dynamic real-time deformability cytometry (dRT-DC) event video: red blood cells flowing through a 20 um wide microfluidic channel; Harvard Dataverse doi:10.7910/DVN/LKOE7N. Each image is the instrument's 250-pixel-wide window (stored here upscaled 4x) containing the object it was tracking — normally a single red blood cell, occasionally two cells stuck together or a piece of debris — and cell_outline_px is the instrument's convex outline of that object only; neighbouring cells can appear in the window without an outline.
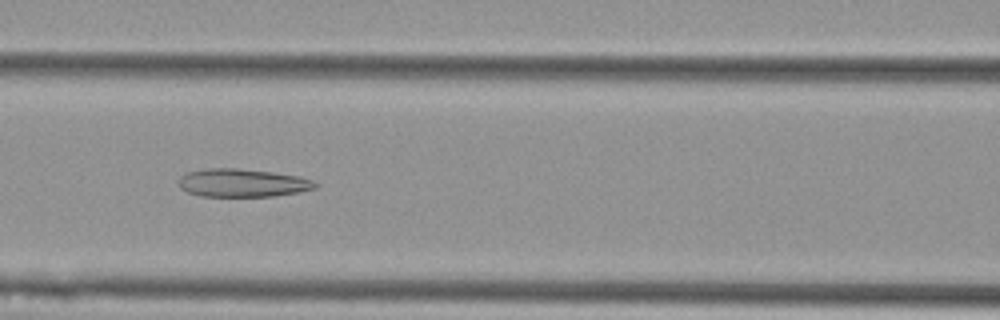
{"species": "Egyptian fruit bat (a non-hibernating species)", "species_latin": "Rousettus aegyptiacus", "temperature_condition": "cold", "stored_images_in_passage": 9, "camera_frame_rate_fps": 3000, "um_per_image_px": 0.085, "animal": {"sex": "female"}, "frame": {"image": 1, "passage_image": 6, "time_ms": 1.667, "image_size_px": [1000, 320], "cell_outline_px": [[316, 188], [300, 192], [272, 196], [200, 196], [188, 192], [180, 188], [180, 176], [188, 172], [204, 168], [236, 168], [272, 172], [300, 176], [312, 180], [316, 184]], "centroid_in_image_um": [20.61, 15.54], "position_along_channel_um": 146.0, "area_um2": 22.31}}
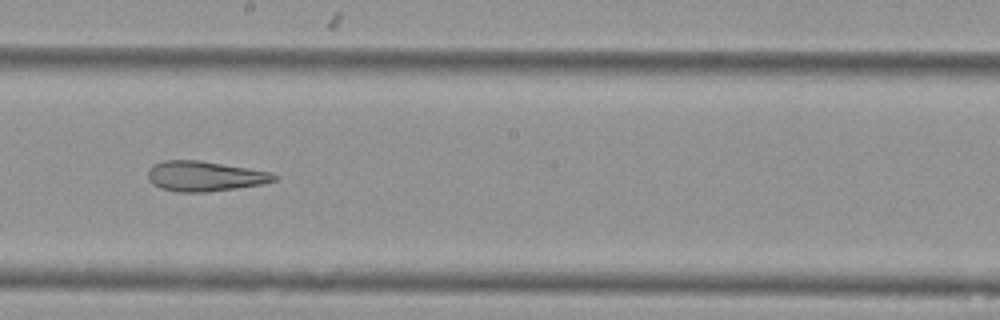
{"frame": {"image": 2, "passage_image": 8, "time_ms": 2.333, "image_size_px": [1000, 320], "cell_outline_px": [[276, 180], [264, 184], [236, 188], [204, 192], [176, 192], [160, 188], [152, 184], [148, 180], [148, 168], [152, 164], [164, 160], [200, 160], [272, 172], [276, 176]], "centroid_in_image_um": [17.36, 14.97], "position_along_channel_um": 230.8, "area_um2": 22.31}}
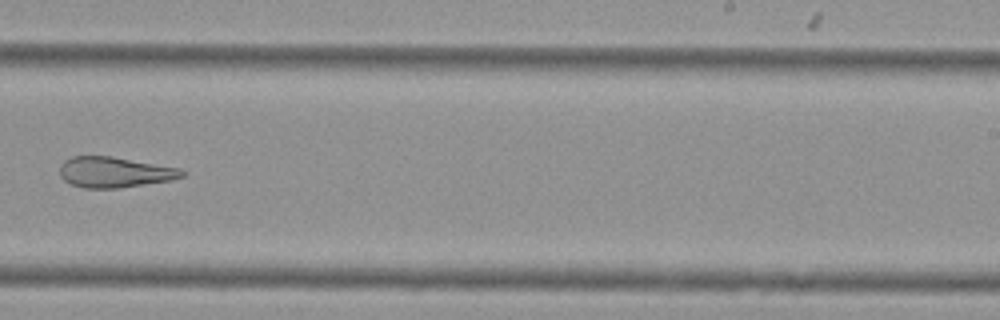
{"frame": {"image": 3, "passage_image": 9, "time_ms": 2.667, "image_size_px": [1000, 320], "cell_outline_px": [[184, 176], [172, 180], [116, 188], [84, 188], [72, 184], [64, 180], [60, 176], [60, 164], [64, 160], [72, 156], [112, 156], [180, 168], [184, 172]], "centroid_in_image_um": [9.72, 14.63], "position_along_channel_um": 279.3, "area_um2": 21.73}}